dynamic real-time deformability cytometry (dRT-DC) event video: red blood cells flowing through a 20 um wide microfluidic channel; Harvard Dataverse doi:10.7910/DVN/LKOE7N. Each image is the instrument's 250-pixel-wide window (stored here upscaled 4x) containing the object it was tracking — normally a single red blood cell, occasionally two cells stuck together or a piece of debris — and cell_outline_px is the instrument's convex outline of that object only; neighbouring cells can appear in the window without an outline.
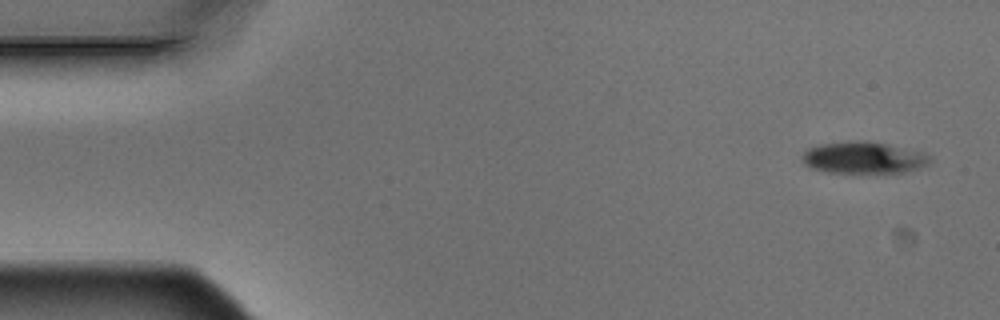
{"species": "Egyptian fruit bat (a non-hibernating species)", "species_latin": "Rousettus aegyptiacus", "temperature_condition": "warm", "stored_images_in_passage": 5, "camera_frame_rate_fps": 3000, "um_per_image_px": 0.085, "animal": {"sex": "male"}, "frame": {"image": 1, "passage_image": 1, "time_ms": 0.0, "image_size_px": [1000, 320], "cell_outline_px": [[932, 160], [928, 164], [920, 168], [904, 172], [828, 172], [812, 168], [804, 164], [800, 160], [800, 156], [808, 148], [820, 144], [848, 140], [864, 140], [888, 144], [924, 152], [932, 156]], "centroid_in_image_um": [73.4, 13.38], "position_along_channel_um": 11.6, "area_um2": 23.93}}
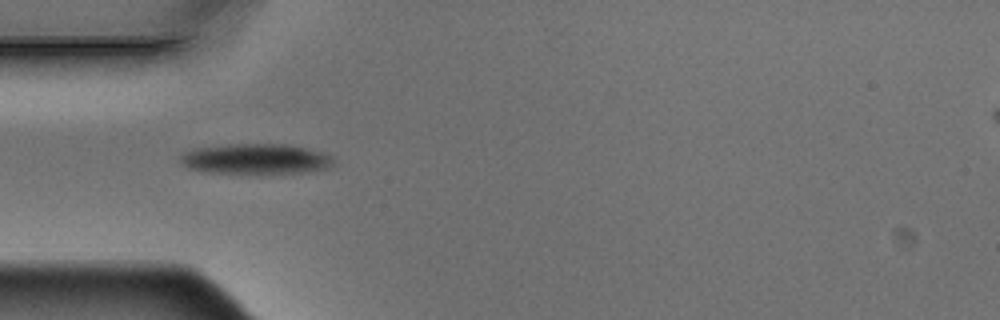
{"frame": {"image": 2, "passage_image": 4, "time_ms": 1.0, "image_size_px": [1000, 320], "cell_outline_px": [[332, 164], [328, 168], [300, 172], [212, 172], [192, 168], [184, 164], [180, 160], [180, 156], [184, 152], [196, 148], [228, 144], [288, 144], [324, 152], [332, 156]], "centroid_in_image_um": [21.77, 13.48], "position_along_channel_um": 63.2, "area_um2": 26.36}}
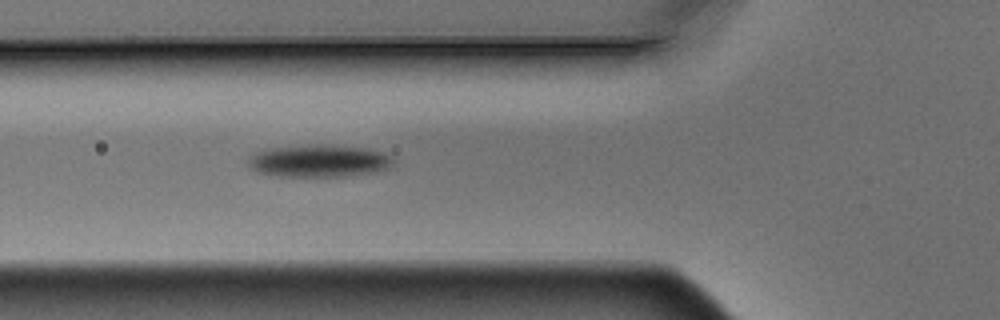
{"frame": {"image": 3, "passage_image": 5, "time_ms": 1.333, "image_size_px": [1000, 320], "cell_outline_px": [[396, 160], [392, 168], [376, 172], [352, 176], [280, 176], [260, 172], [252, 168], [248, 164], [248, 156], [256, 152], [276, 148], [316, 144], [324, 144], [364, 148], [384, 152], [392, 156]], "centroid_in_image_um": [27.23, 13.68], "position_along_channel_um": 98.6, "area_um2": 27.46}}